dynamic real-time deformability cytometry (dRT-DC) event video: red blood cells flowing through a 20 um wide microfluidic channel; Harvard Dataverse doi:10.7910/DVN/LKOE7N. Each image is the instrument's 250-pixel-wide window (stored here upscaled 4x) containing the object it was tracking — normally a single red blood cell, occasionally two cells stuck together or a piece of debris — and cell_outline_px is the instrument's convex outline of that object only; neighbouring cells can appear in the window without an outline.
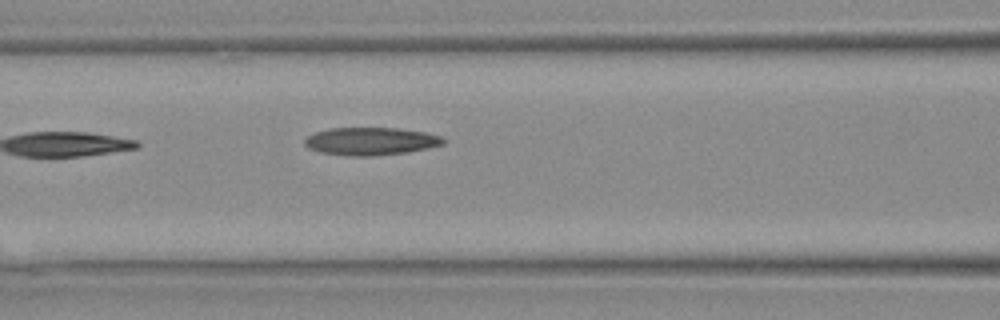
{"species": "Egyptian fruit bat (a non-hibernating species)", "species_latin": "Rousettus aegyptiacus", "temperature_condition": "warm", "stored_images_in_passage": 7, "camera_frame_rate_fps": 3000, "um_per_image_px": 0.085, "animal": {"sex": "female"}, "frame": {"image": 1, "passage_image": 7, "time_ms": 2.0, "image_size_px": [1000, 320], "cell_outline_px": [[448, 140], [444, 144], [428, 148], [408, 152], [376, 156], [348, 156], [320, 152], [308, 148], [304, 144], [304, 140], [308, 136], [316, 132], [328, 128], [396, 128], [424, 132], [440, 136]], "centroid_in_image_um": [31.52, 12.01], "position_along_channel_um": 135.1, "area_um2": 22.54}}